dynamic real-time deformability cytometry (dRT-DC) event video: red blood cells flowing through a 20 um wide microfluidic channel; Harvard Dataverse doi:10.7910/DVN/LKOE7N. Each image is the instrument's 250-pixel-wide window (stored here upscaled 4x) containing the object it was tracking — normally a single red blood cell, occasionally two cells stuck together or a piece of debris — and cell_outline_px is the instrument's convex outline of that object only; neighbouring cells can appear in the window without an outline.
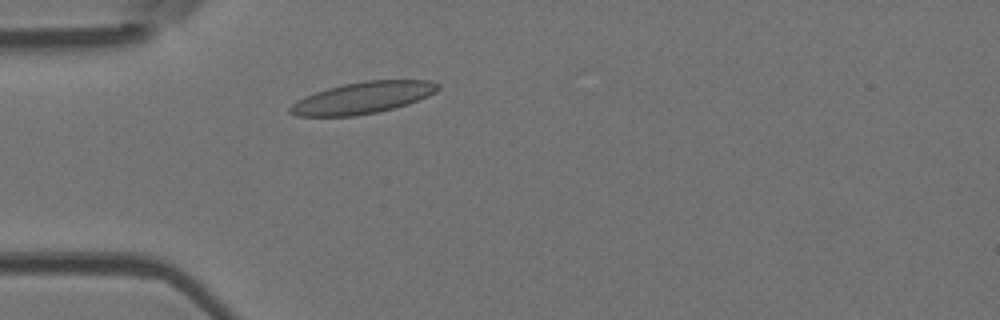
{"species": "Egyptian fruit bat (a non-hibernating species)", "species_latin": "Rousettus aegyptiacus", "temperature_condition": "room temperature", "stored_images_in_passage": 3, "camera_frame_rate_fps": 3000, "um_per_image_px": 0.085, "animal": {"sex": "female"}, "frame": {"image": 1, "passage_image": 3, "time_ms": 2.333, "image_size_px": [1000, 320], "cell_outline_px": [[440, 88], [436, 92], [428, 96], [408, 104], [376, 112], [356, 116], [296, 116], [288, 112], [288, 108], [296, 100], [304, 96], [328, 88], [344, 84], [364, 80], [428, 80], [440, 84]], "centroid_in_image_um": [30.82, 8.31], "position_along_channel_um": 54.2, "area_um2": 27.28}}